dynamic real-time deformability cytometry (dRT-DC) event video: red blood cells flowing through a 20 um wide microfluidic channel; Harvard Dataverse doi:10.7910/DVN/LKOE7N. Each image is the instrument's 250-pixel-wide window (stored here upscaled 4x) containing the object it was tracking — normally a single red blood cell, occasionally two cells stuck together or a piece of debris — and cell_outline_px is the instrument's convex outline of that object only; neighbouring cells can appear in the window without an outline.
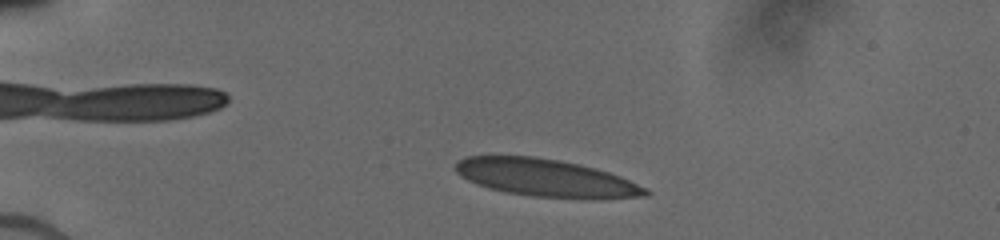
{"species": "human", "species_latin": "Homo sapiens", "temperature_condition": "cold", "stored_images_in_passage": 51, "camera_frame_rate_fps": 3000, "um_per_image_px": 0.085, "donor": {"sex": "male"}, "frame": {"image": 1, "passage_image": 9, "time_ms": 1.667, "image_size_px": [1000, 240], "cell_outline_px": [[652, 192], [648, 196], [532, 196], [504, 192], [488, 188], [476, 184], [460, 176], [452, 168], [456, 160], [464, 156], [532, 156], [560, 160], [580, 164], [596, 168], [620, 176], [648, 188]], "centroid_in_image_um": [46.26, 15.07], "position_along_channel_um": 38.7, "area_um2": 40.75}}
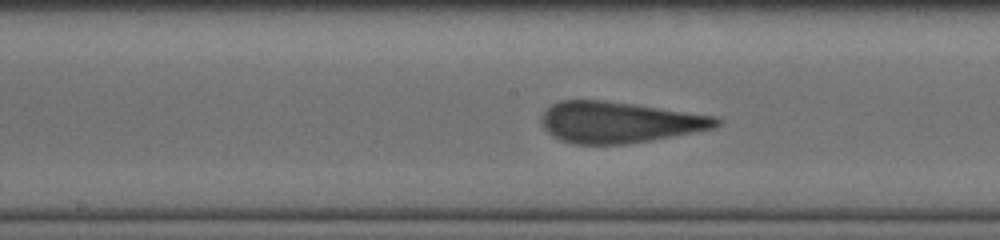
{"frame": {"image": 2, "passage_image": 25, "time_ms": 7.0, "image_size_px": [1000, 240], "cell_outline_px": [[720, 124], [716, 128], [652, 140], [628, 144], [576, 144], [560, 140], [552, 136], [540, 124], [540, 116], [552, 104], [560, 100], [604, 100], [716, 116], [720, 120]], "centroid_in_image_um": [52.61, 10.4], "position_along_channel_um": 195.6, "area_um2": 41.96}}
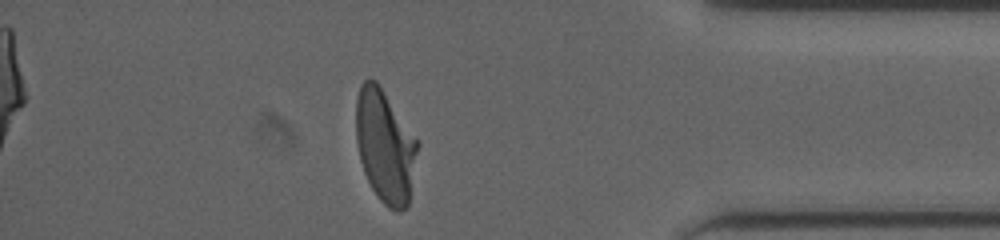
{"frame": {"image": 3, "passage_image": 43, "time_ms": 12.667, "image_size_px": [1000, 240], "cell_outline_px": [[420, 144], [408, 208], [400, 212], [396, 212], [388, 208], [380, 200], [372, 188], [364, 172], [360, 160], [356, 140], [356, 100], [360, 84], [364, 80], [376, 80], [420, 140]], "centroid_in_image_um": [32.77, 12.44], "position_along_channel_um": 402.4, "area_um2": 41.27}}